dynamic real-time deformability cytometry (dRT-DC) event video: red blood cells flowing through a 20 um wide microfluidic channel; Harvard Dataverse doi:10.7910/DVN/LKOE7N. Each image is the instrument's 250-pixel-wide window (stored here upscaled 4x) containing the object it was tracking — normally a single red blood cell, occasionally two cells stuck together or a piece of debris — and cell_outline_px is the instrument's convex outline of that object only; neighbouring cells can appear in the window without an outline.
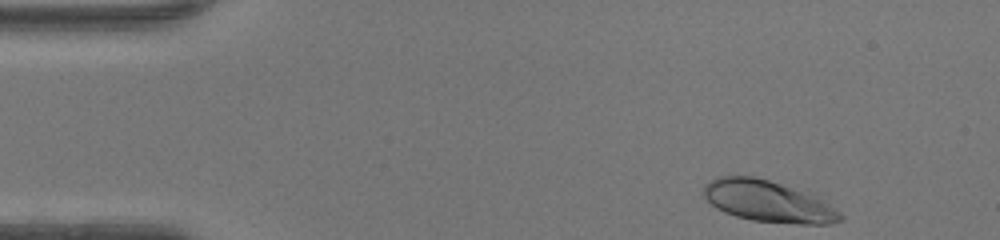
{"species": "human", "species_latin": "Homo sapiens", "temperature_condition": "warm", "stored_images_in_passage": 38, "camera_frame_rate_fps": 3000, "um_per_image_px": 0.085, "donor": {"sex": "female"}, "frame": {"image": 1, "passage_image": 1, "time_ms": 0.0, "image_size_px": [1000, 240], "cell_outline_px": [[844, 220], [828, 224], [800, 224], [752, 220], [736, 216], [724, 212], [716, 208], [704, 196], [704, 184], [720, 176], [752, 176], [816, 192], [840, 212], [844, 216]], "centroid_in_image_um": [65.4, 17.1], "position_along_channel_um": 19.6, "area_um2": 33.58}}
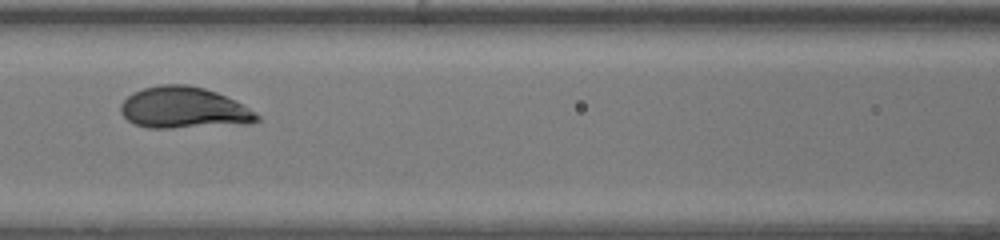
{"frame": {"image": 2, "passage_image": 17, "time_ms": 5.333, "image_size_px": [1000, 240], "cell_outline_px": [[260, 120], [248, 124], [172, 128], [148, 128], [136, 124], [128, 120], [120, 112], [120, 104], [132, 92], [144, 88], [160, 84], [188, 84], [204, 88], [216, 92], [236, 100], [260, 116]], "centroid_in_image_um": [15.63, 9.17], "position_along_channel_um": 151.0, "area_um2": 33.06}}
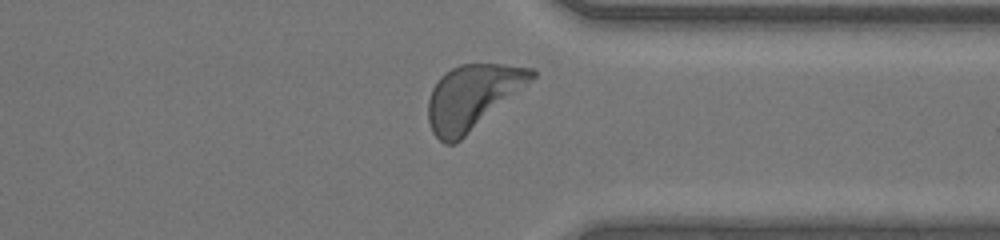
{"frame": {"image": 3, "passage_image": 33, "time_ms": 10.667, "image_size_px": [1000, 240], "cell_outline_px": [[536, 76], [532, 80], [460, 140], [452, 144], [444, 144], [432, 132], [428, 120], [428, 100], [432, 88], [440, 76], [444, 72], [460, 64], [500, 64], [532, 68], [536, 72]], "centroid_in_image_um": [40.11, 8.23], "position_along_channel_um": 371.3, "area_um2": 38.38}, "authors_computed_cell_mechanics": {"area_um2": 33.4084, "velocity_mm_per_s": 4.1859, "shape_relaxation_time_tau1_ms": 1.8925, "shape_relaxation_time_tau2_ms": null, "deformation_change_tau1": 0.1838, "deformation_change_tau2": null}}